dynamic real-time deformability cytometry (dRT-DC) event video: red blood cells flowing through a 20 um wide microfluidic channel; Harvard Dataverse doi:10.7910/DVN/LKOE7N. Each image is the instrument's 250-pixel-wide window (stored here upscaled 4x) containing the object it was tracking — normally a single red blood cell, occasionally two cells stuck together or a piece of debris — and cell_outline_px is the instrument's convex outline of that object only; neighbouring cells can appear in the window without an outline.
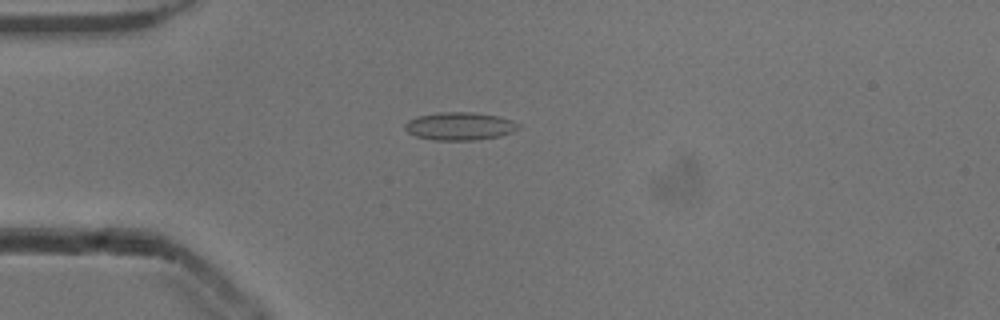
{"species": "common noctule bat (a hibernating species)", "species_latin": "Nyctalus noctula", "temperature_condition": "cold", "stored_images_in_passage": 51, "camera_frame_rate_fps": 3000, "um_per_image_px": 0.085, "animal": {"sex": "male", "body_mass_g": 13.3}, "frame": {"image": 1, "passage_image": 13, "time_ms": 4.0, "image_size_px": [1000, 320], "cell_outline_px": [[520, 128], [512, 132], [500, 136], [476, 140], [436, 140], [416, 136], [408, 132], [404, 128], [404, 124], [408, 120], [416, 116], [440, 112], [472, 112], [500, 116], [512, 120], [520, 124]], "centroid_in_image_um": [39.09, 10.72], "position_along_channel_um": 45.9, "area_um2": 18.61}}
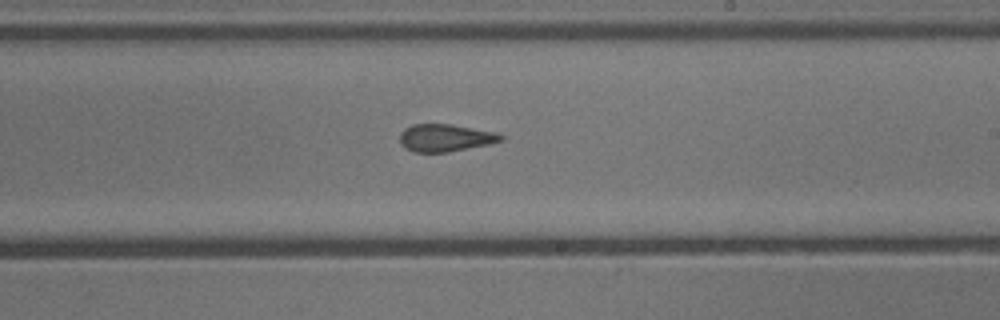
{"frame": {"image": 2, "passage_image": 30, "time_ms": 9.667, "image_size_px": [1000, 320], "cell_outline_px": [[504, 140], [488, 144], [448, 152], [416, 152], [404, 148], [400, 144], [400, 132], [404, 128], [412, 124], [452, 124], [496, 132], [504, 136]], "centroid_in_image_um": [37.83, 11.71], "position_along_channel_um": 251.2, "area_um2": 16.24}}
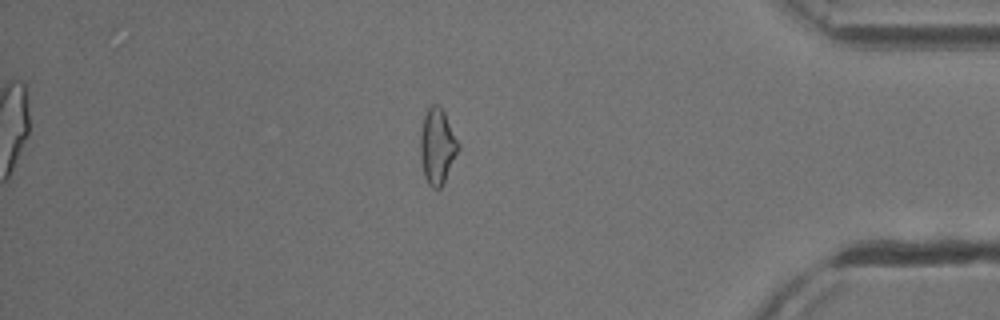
{"frame": {"image": 3, "passage_image": 44, "time_ms": 14.333, "image_size_px": [1000, 320], "cell_outline_px": [[460, 148], [444, 184], [440, 188], [432, 188], [428, 184], [424, 176], [420, 156], [420, 132], [424, 116], [428, 108], [432, 104], [440, 104], [460, 144]], "centroid_in_image_um": [37.18, 12.44], "position_along_channel_um": 398.0, "area_um2": 16.99}, "authors_computed_cell_mechanics": {"area_um2": 17.2822, "velocity_mm_per_s": 3.9149, "shape_relaxation_time_tau1_ms": 6.1578, "shape_relaxation_time_tau2_ms": 1.7113, "deformation_change_tau1": 0.1337, "deformation_change_tau2": 0.0906}}